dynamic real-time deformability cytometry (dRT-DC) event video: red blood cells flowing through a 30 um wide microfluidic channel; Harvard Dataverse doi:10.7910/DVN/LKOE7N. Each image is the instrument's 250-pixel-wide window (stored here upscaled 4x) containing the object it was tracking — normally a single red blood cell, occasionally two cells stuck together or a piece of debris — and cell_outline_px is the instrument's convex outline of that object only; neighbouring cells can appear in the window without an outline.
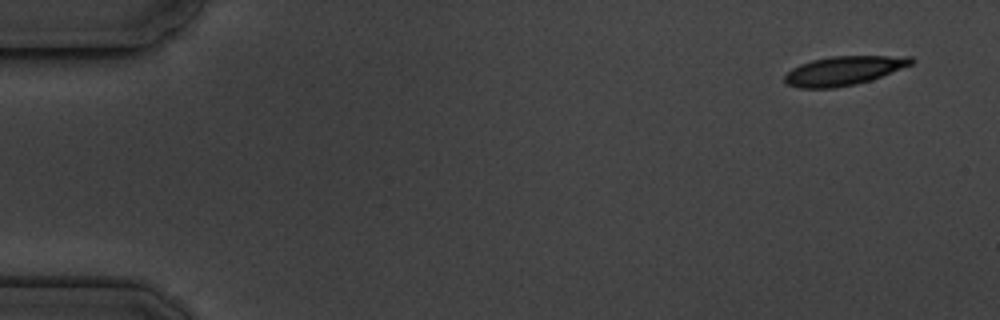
{"species": "common noctule bat (a hibernating species)", "species_latin": "Nyctalus noctula", "temperature_condition": "cold", "stored_images_in_passage": 4, "camera_frame_rate_fps": 3000, "um_per_image_px": 0.085, "animal": {"sex": "male", "body_mass_g": 19.5, "forearm_length_mm": 54.6}, "frame": {"image": 1, "passage_image": 1, "time_ms": 0.0, "image_size_px": [1000, 320], "cell_outline_px": [[916, 60], [912, 64], [872, 80], [856, 84], [836, 88], [800, 88], [788, 84], [784, 80], [784, 76], [792, 68], [800, 64], [812, 60], [832, 56], [912, 56]], "centroid_in_image_um": [71.74, 6.01], "position_along_channel_um": 13.3, "area_um2": 21.44}}
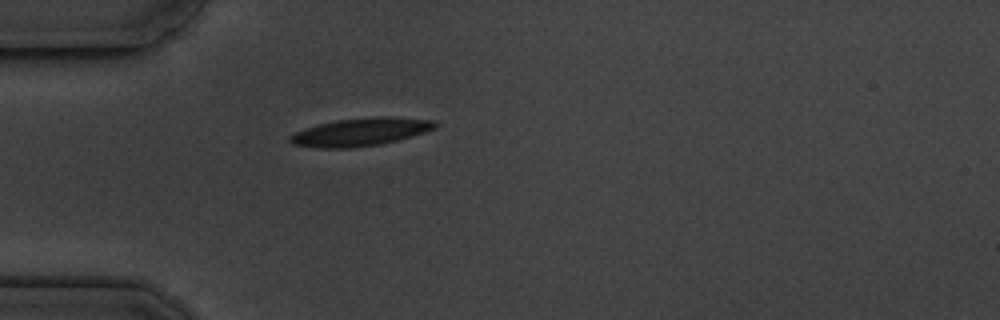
{"frame": {"image": 2, "passage_image": 4, "time_ms": 4.333, "image_size_px": [1000, 320], "cell_outline_px": [[440, 124], [436, 128], [412, 136], [380, 144], [348, 148], [320, 148], [292, 144], [288, 140], [288, 136], [304, 128], [336, 120], [376, 116], [392, 116], [432, 120]], "centroid_in_image_um": [30.65, 11.21], "position_along_channel_um": 54.3, "area_um2": 23.64}}